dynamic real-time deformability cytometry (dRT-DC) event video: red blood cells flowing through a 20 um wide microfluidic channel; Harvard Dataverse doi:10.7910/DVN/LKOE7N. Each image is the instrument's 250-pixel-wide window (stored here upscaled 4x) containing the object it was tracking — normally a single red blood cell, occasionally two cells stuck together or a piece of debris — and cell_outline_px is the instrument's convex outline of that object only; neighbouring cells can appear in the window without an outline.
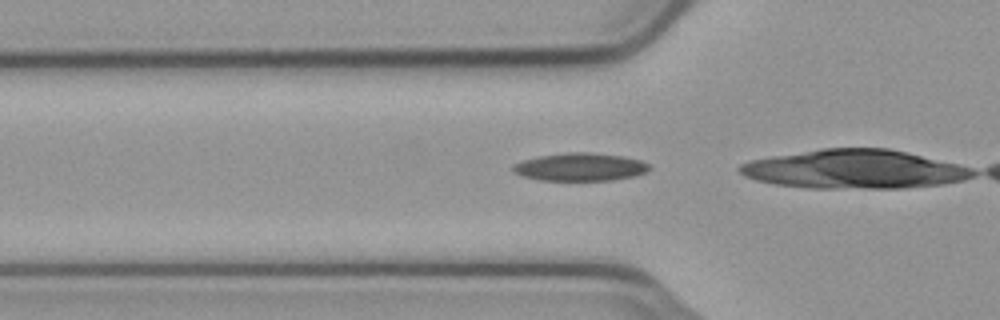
{"species": "common noctule bat (a hibernating species)", "species_latin": "Nyctalus noctula", "temperature_condition": "cold", "stored_images_in_passage": 33, "camera_frame_rate_fps": 3000, "um_per_image_px": 0.085, "animal": {"sex": "male", "body_mass_g": 23.1, "forearm_length_mm": 52.7}, "frame": {"image": 1, "passage_image": 12, "time_ms": 3.667, "image_size_px": [1000, 320], "cell_outline_px": [[652, 168], [648, 172], [636, 176], [612, 180], [540, 180], [524, 176], [512, 172], [512, 164], [524, 160], [540, 156], [568, 152], [588, 152], [624, 156], [640, 160], [648, 164]], "centroid_in_image_um": [49.35, 14.19], "position_along_channel_um": 76.5, "area_um2": 22.25}}
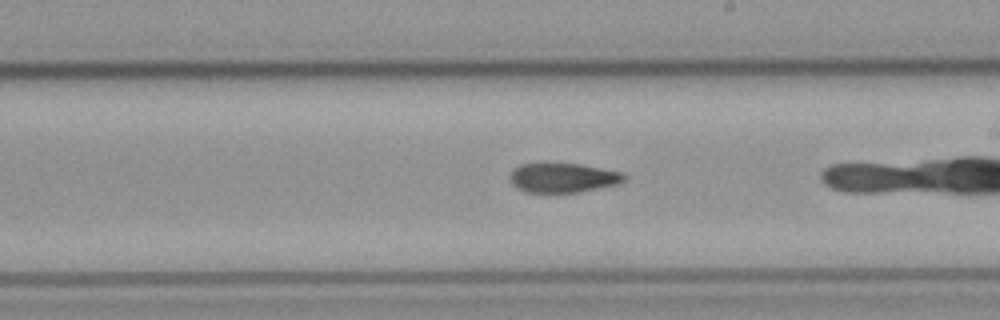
{"frame": {"image": 2, "passage_image": 25, "time_ms": 8.0, "image_size_px": [1000, 320], "cell_outline_px": [[628, 176], [620, 184], [580, 192], [524, 192], [516, 188], [508, 180], [508, 176], [512, 168], [520, 164], [540, 160], [544, 160], [580, 164], [624, 172]], "centroid_in_image_um": [47.79, 15.06], "position_along_channel_um": 241.2, "area_um2": 20.87}}
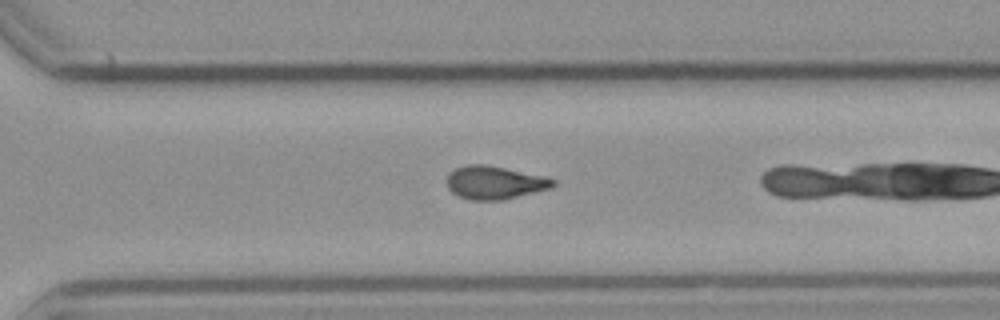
{"frame": {"image": 3, "passage_image": 32, "time_ms": 10.333, "image_size_px": [1000, 320], "cell_outline_px": [[556, 184], [552, 188], [504, 200], [468, 200], [456, 196], [448, 188], [444, 180], [448, 172], [456, 168], [468, 164], [484, 164], [544, 176], [556, 180]], "centroid_in_image_um": [42.0, 15.53], "position_along_channel_um": 328.6, "area_um2": 20.87}}